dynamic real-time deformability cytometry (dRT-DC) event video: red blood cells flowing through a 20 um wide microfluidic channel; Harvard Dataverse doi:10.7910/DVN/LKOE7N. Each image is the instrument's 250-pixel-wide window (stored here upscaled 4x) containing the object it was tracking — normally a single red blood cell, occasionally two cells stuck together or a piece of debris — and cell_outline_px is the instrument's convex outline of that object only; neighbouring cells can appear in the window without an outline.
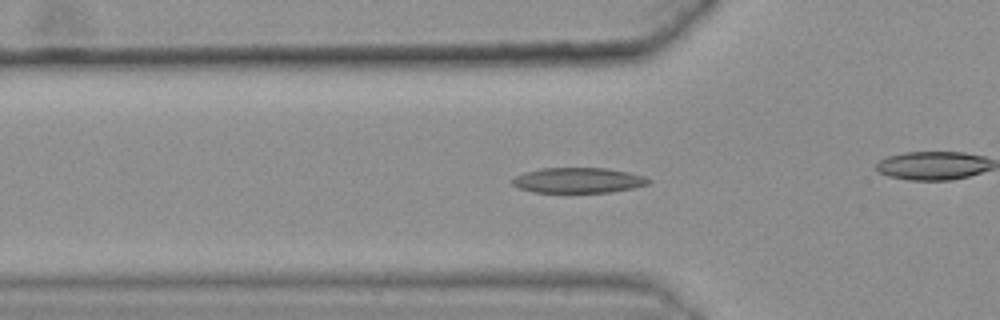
{"species": "common noctule bat (a hibernating species)", "species_latin": "Nyctalus noctula", "temperature_condition": "warm", "stored_images_in_passage": 35, "camera_frame_rate_fps": 3000, "um_per_image_px": 0.085, "animal": {"sex": "female", "body_mass_g": 25.1}, "frame": {"image": 1, "passage_image": 6, "time_ms": 1.667, "image_size_px": [1000, 320], "cell_outline_px": [[652, 180], [648, 184], [636, 188], [612, 192], [532, 192], [520, 188], [512, 184], [512, 180], [516, 176], [524, 172], [540, 168], [608, 168], [628, 172], [644, 176]], "centroid_in_image_um": [49.18, 15.32], "position_along_channel_um": 76.6, "area_um2": 20.17}}
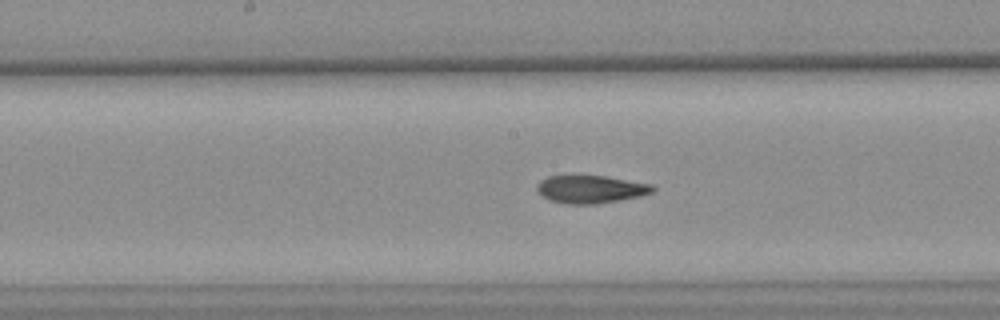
{"frame": {"image": 2, "passage_image": 16, "time_ms": 5.0, "image_size_px": [1000, 320], "cell_outline_px": [[656, 188], [652, 192], [640, 196], [620, 200], [596, 204], [568, 204], [552, 200], [544, 196], [536, 188], [536, 184], [540, 180], [548, 176], [604, 176], [652, 184]], "centroid_in_image_um": [50.23, 16.08], "position_along_channel_um": 198.0, "area_um2": 18.55}}
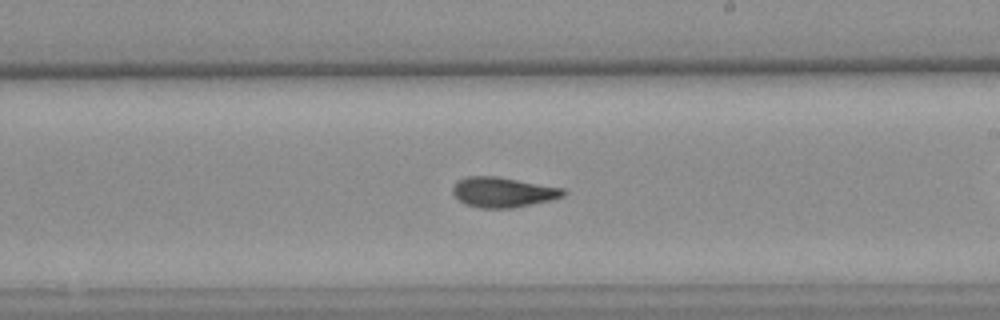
{"frame": {"image": 3, "passage_image": 20, "time_ms": 6.333, "image_size_px": [1000, 320], "cell_outline_px": [[568, 192], [564, 196], [552, 200], [512, 208], [480, 208], [464, 204], [452, 192], [452, 188], [456, 180], [468, 176], [496, 176], [564, 188]], "centroid_in_image_um": [42.76, 16.33], "position_along_channel_um": 246.2, "area_um2": 19.54}, "authors_computed_cell_mechanics": {"area_um2": 19.363, "velocity_mm_per_s": 3.6337, "shape_relaxation_time_tau1_ms": 10.3289, "shape_relaxation_time_tau2_ms": 3.0791, "deformation_change_tau1": 0.2444, "deformation_change_tau2": 0.1034}}